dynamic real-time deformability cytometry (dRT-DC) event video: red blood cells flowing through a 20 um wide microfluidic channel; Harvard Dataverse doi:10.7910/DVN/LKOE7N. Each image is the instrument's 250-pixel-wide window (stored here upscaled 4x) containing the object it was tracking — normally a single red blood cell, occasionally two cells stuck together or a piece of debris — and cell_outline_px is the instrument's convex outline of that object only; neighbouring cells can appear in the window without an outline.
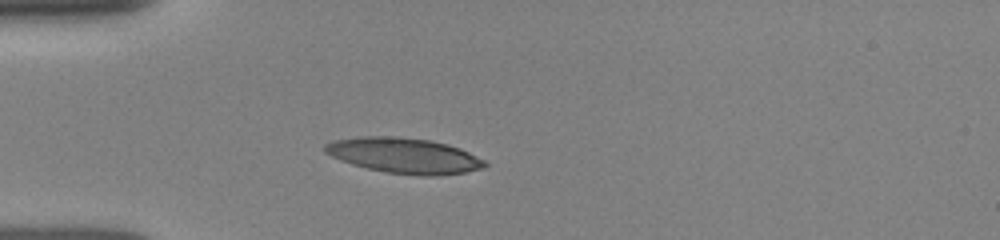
{"species": "human", "species_latin": "Homo sapiens", "temperature_condition": "room temperature", "stored_images_in_passage": 20, "camera_frame_rate_fps": 3000, "um_per_image_px": 0.085, "donor": {"sex": "female"}, "frame": {"image": 1, "passage_image": 1, "time_ms": 0.0, "image_size_px": [1000, 240], "cell_outline_px": [[488, 164], [484, 168], [464, 172], [436, 176], [420, 176], [388, 172], [368, 168], [352, 164], [340, 160], [324, 152], [324, 144], [332, 140], [360, 136], [388, 136], [428, 140], [448, 144], [460, 148], [484, 160]], "centroid_in_image_um": [34.34, 13.22], "position_along_channel_um": 50.7, "area_um2": 32.89}}
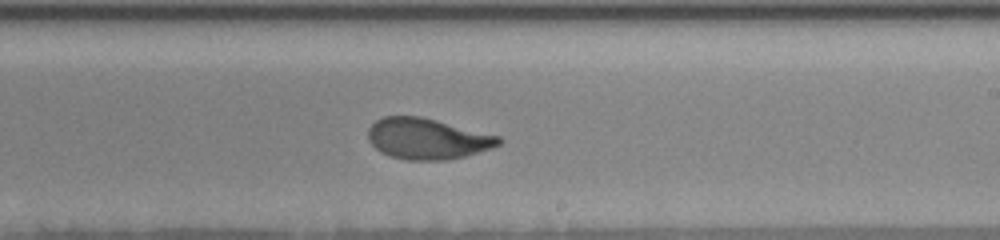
{"frame": {"image": 2, "passage_image": 9, "time_ms": 5.333, "image_size_px": [1000, 240], "cell_outline_px": [[504, 140], [500, 144], [492, 148], [464, 156], [448, 160], [404, 160], [388, 156], [380, 152], [368, 140], [368, 128], [376, 120], [384, 116], [420, 116], [500, 136]], "centroid_in_image_um": [36.31, 11.8], "position_along_channel_um": 252.7, "area_um2": 31.27}}
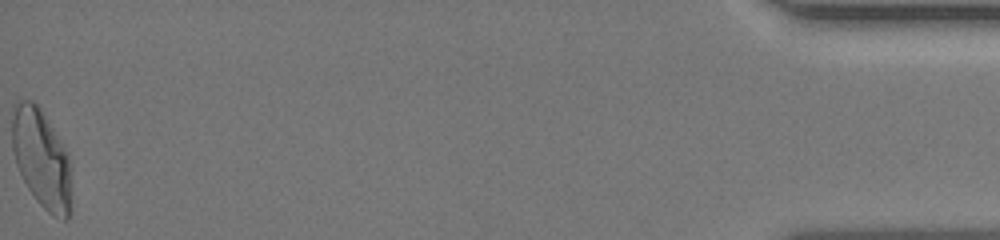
{"frame": {"image": 3, "passage_image": 20, "time_ms": 12.0, "image_size_px": [1000, 240], "cell_outline_px": [[68, 216], [64, 220], [52, 216], [36, 200], [28, 188], [16, 164], [12, 148], [12, 104], [16, 100], [32, 100], [36, 104], [68, 152]], "centroid_in_image_um": [3.45, 13.42], "position_along_channel_um": 431.8, "area_um2": 33.18}}